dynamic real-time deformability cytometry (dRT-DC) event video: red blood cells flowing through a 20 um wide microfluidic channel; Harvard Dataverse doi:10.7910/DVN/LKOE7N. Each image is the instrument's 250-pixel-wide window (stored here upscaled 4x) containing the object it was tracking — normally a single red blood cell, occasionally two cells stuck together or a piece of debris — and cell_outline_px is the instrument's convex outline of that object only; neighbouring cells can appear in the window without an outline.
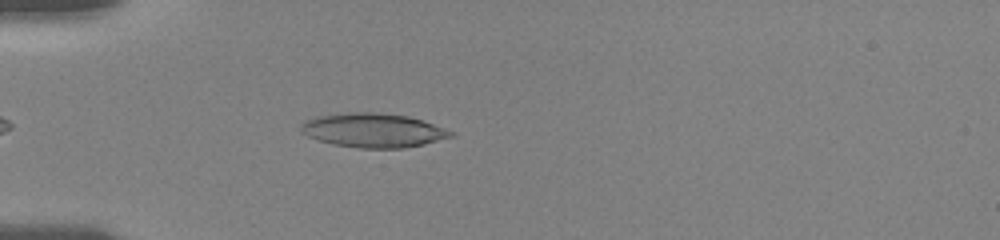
{"species": "human", "species_latin": "Homo sapiens", "temperature_condition": "room temperature", "stored_images_in_passage": 29, "camera_frame_rate_fps": 3000, "um_per_image_px": 0.085, "donor": {"sex": "female"}, "frame": {"image": 1, "passage_image": 3, "time_ms": 1.333, "image_size_px": [1000, 240], "cell_outline_px": [[456, 136], [424, 144], [404, 148], [360, 148], [332, 144], [308, 136], [300, 132], [300, 124], [304, 120], [316, 116], [348, 112], [376, 112], [408, 116], [456, 132]], "centroid_in_image_um": [31.71, 11.07], "position_along_channel_um": 53.3, "area_um2": 29.94}}
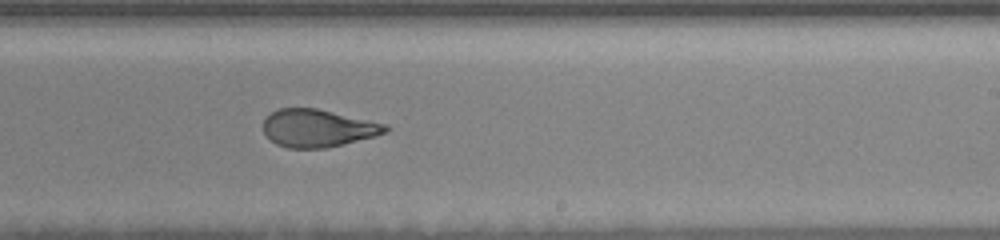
{"frame": {"image": 2, "passage_image": 15, "time_ms": 7.333, "image_size_px": [1000, 240], "cell_outline_px": [[392, 128], [388, 132], [376, 136], [344, 144], [324, 148], [288, 148], [276, 144], [264, 132], [264, 120], [272, 112], [280, 108], [316, 108], [388, 124]], "centroid_in_image_um": [27.08, 10.89], "position_along_channel_um": 261.9, "area_um2": 26.82}}
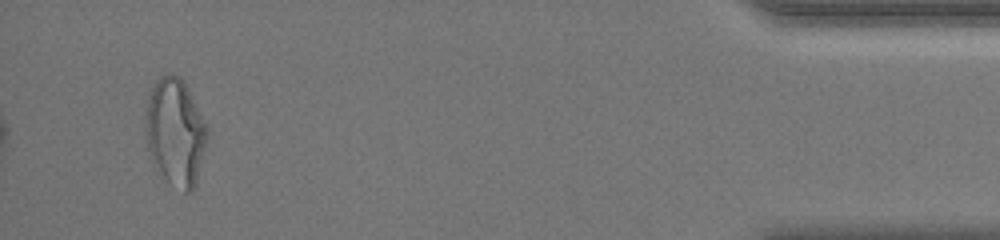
{"frame": {"image": 3, "passage_image": 28, "time_ms": 13.333, "image_size_px": [1000, 240], "cell_outline_px": [[208, 140], [196, 184], [192, 192], [184, 192], [168, 180], [152, 164], [148, 148], [144, 116], [152, 84], [160, 76], [180, 76], [184, 80], [208, 128]], "centroid_in_image_um": [14.91, 11.23], "position_along_channel_um": 420.3, "area_um2": 38.61}, "authors_computed_cell_mechanics": {"area_um2": 27.8018, "velocity_mm_per_s": 3.6926, "shape_relaxation_time_tau1_ms": null, "shape_relaxation_time_tau2_ms": 1.0757, "deformation_change_tau1": null, "deformation_change_tau2": 0.0823}}